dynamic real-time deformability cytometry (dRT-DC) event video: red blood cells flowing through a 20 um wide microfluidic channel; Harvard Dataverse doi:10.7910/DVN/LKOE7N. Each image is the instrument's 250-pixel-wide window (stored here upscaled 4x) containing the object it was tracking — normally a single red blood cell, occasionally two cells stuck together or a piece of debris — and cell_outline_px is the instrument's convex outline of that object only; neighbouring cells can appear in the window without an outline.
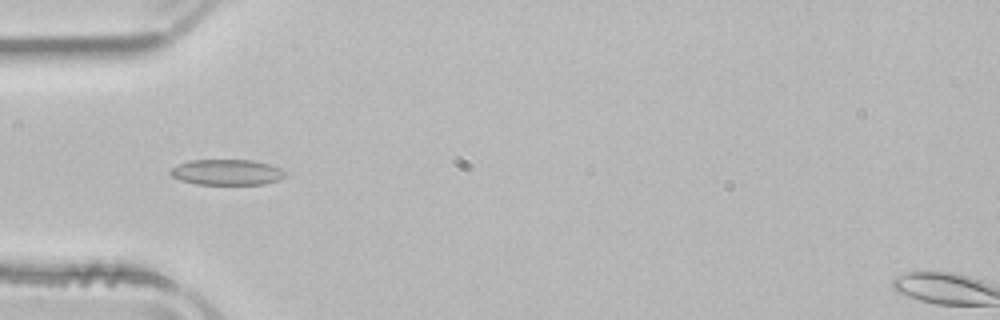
{"species": "common noctule bat (a hibernating species)", "species_latin": "Nyctalus noctula", "temperature_condition": "room temperature", "stored_images_in_passage": 42, "camera_frame_rate_fps": 3000, "um_per_image_px": 0.085, "animal": {"sex": "male", "body_mass_g": 21.5, "forearm_length_mm": 52.0}, "frame": {"image": 1, "passage_image": 7, "time_ms": 2.0, "image_size_px": [1000, 320], "cell_outline_px": [[288, 172], [284, 176], [276, 180], [264, 184], [196, 184], [180, 180], [172, 176], [168, 172], [172, 168], [188, 160], [252, 160], [268, 164], [280, 168]], "centroid_in_image_um": [19.27, 14.63], "position_along_channel_um": 65.7, "area_um2": 17.05}}
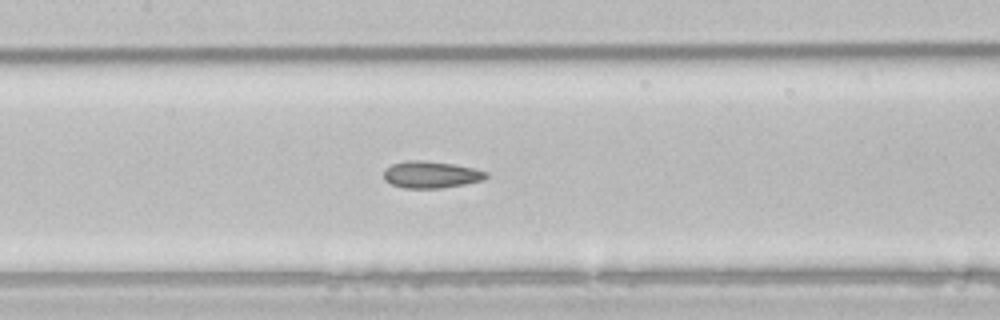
{"frame": {"image": 2, "passage_image": 15, "time_ms": 4.667, "image_size_px": [1000, 320], "cell_outline_px": [[488, 176], [484, 180], [464, 184], [440, 188], [404, 188], [392, 184], [384, 180], [384, 172], [392, 164], [404, 160], [424, 160], [452, 164], [472, 168], [488, 172]], "centroid_in_image_um": [36.63, 14.84], "position_along_channel_um": 170.8, "area_um2": 15.95}}
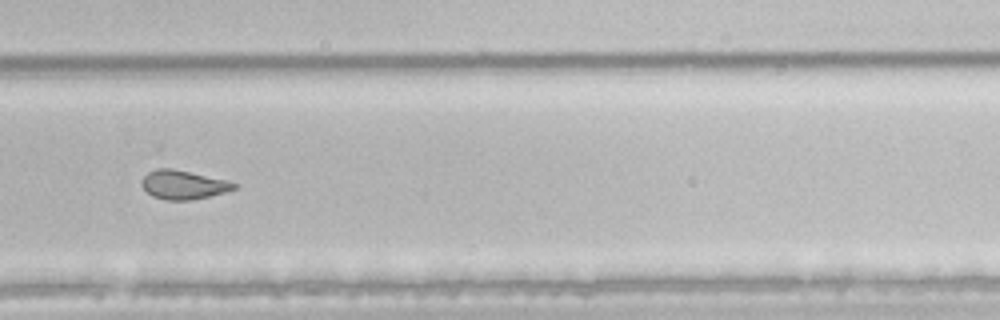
{"frame": {"image": 3, "passage_image": 26, "time_ms": 8.333, "image_size_px": [1000, 320], "cell_outline_px": [[236, 188], [224, 192], [208, 196], [188, 200], [168, 200], [152, 196], [140, 184], [140, 180], [148, 172], [156, 168], [172, 168], [228, 180], [236, 184]], "centroid_in_image_um": [15.55, 15.69], "position_along_channel_um": 314.3, "area_um2": 15.43}, "authors_computed_cell_mechanics": {"area_um2": 16.7909, "velocity_mm_per_s": 3.9306, "shape_relaxation_time_tau1_ms": null, "shape_relaxation_time_tau2_ms": 2.0727, "deformation_change_tau1": null, "deformation_change_tau2": 0.0747}}